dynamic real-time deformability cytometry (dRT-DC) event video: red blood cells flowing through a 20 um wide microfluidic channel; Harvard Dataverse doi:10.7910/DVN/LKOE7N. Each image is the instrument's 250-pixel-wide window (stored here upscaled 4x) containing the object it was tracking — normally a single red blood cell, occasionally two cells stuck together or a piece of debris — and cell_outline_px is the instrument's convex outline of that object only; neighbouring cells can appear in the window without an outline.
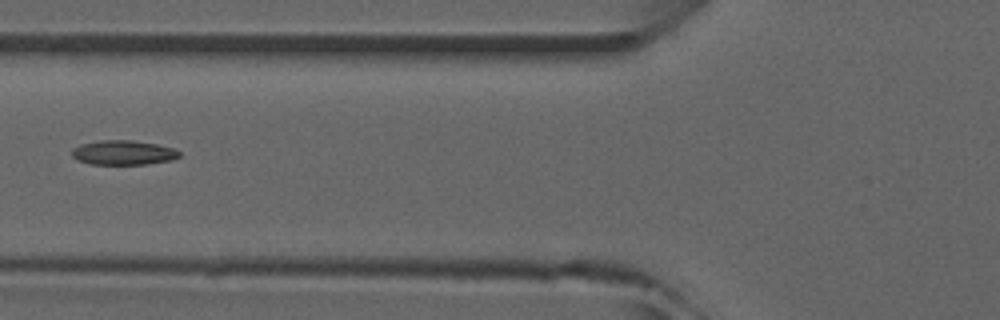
{"species": "common noctule bat (a hibernating species)", "species_latin": "Nyctalus noctula", "temperature_condition": "room temperature", "stored_images_in_passage": 5, "camera_frame_rate_fps": 3000, "um_per_image_px": 0.085, "animal": {"sex": "male", "forearm_length_mm": 52.5}, "frame": {"image": 1, "passage_image": 4, "time_ms": 4.333, "image_size_px": [1000, 320], "cell_outline_px": [[180, 156], [172, 160], [144, 164], [88, 164], [76, 160], [72, 156], [72, 148], [80, 144], [100, 140], [132, 140], [156, 144], [176, 148], [180, 152]], "centroid_in_image_um": [10.46, 12.97], "position_along_channel_um": 115.3, "area_um2": 15.49}}
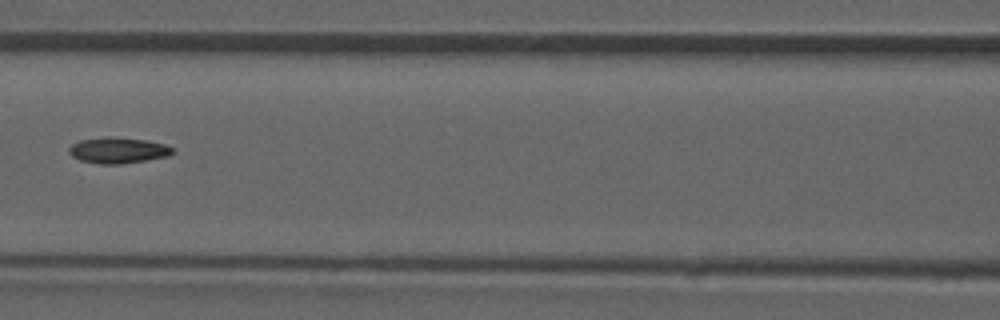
{"frame": {"image": 2, "passage_image": 5, "time_ms": 5.333, "image_size_px": [1000, 320], "cell_outline_px": [[176, 152], [168, 156], [120, 164], [100, 164], [80, 160], [72, 156], [68, 152], [68, 148], [72, 144], [80, 140], [148, 140], [164, 144], [172, 148]], "centroid_in_image_um": [10.05, 12.83], "position_along_channel_um": 156.5, "area_um2": 14.68}}